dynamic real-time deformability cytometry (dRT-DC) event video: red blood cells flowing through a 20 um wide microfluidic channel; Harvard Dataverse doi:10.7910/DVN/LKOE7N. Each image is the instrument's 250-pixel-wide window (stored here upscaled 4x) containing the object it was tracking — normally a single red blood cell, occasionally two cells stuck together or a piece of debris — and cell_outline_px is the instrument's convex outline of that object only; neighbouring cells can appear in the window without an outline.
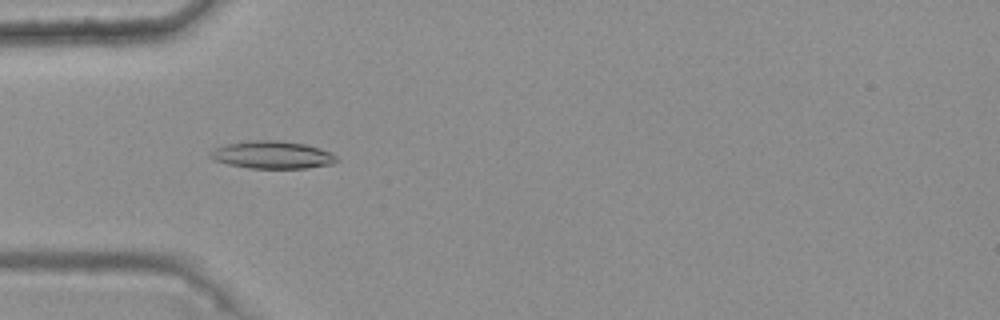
{"species": "common noctule bat (a hibernating species)", "species_latin": "Nyctalus noctula", "temperature_condition": "warm", "stored_images_in_passage": 45, "camera_frame_rate_fps": 3000, "um_per_image_px": 0.085, "animal": {"sex": "female", "body_mass_g": 25.1}, "frame": {"image": 1, "passage_image": 17, "time_ms": 5.333, "image_size_px": [1000, 320], "cell_outline_px": [[340, 160], [332, 164], [304, 168], [248, 168], [228, 164], [212, 160], [208, 156], [208, 152], [216, 148], [228, 144], [248, 140], [276, 140], [304, 144], [320, 148], [332, 152]], "centroid_in_image_um": [23.14, 13.16], "position_along_channel_um": 61.9, "area_um2": 20.4}}
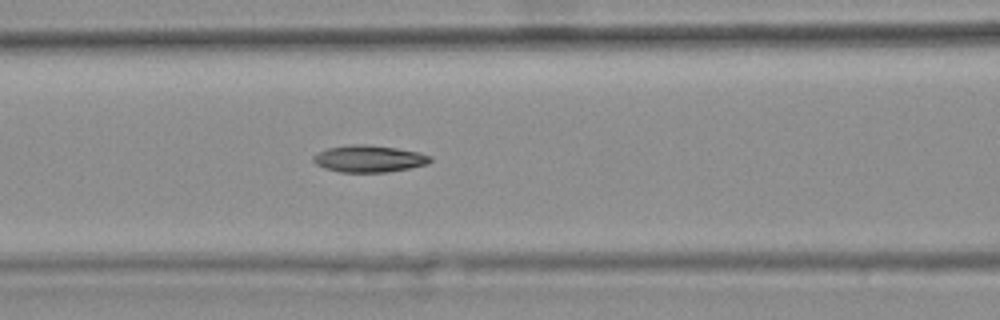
{"frame": {"image": 2, "passage_image": 23, "time_ms": 7.333, "image_size_px": [1000, 320], "cell_outline_px": [[432, 160], [428, 164], [388, 172], [340, 172], [324, 168], [316, 164], [312, 160], [312, 156], [328, 148], [352, 144], [368, 144], [396, 148], [420, 152], [432, 156]], "centroid_in_image_um": [31.38, 13.49], "position_along_channel_um": 135.2, "area_um2": 18.38}}
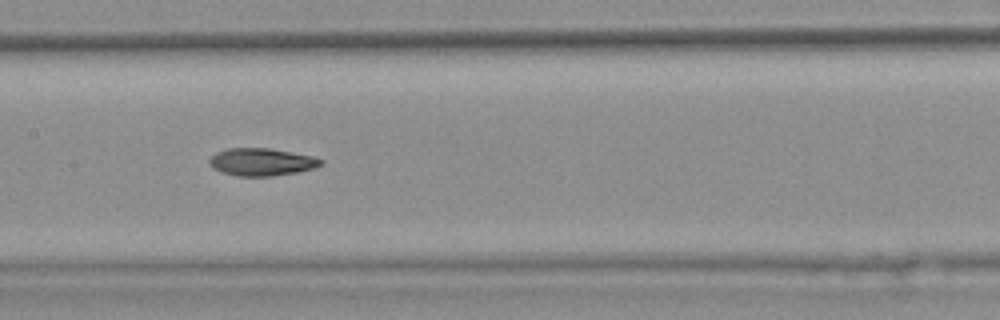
{"frame": {"image": 3, "passage_image": 27, "time_ms": 8.667, "image_size_px": [1000, 320], "cell_outline_px": [[324, 160], [320, 164], [312, 168], [296, 172], [272, 176], [236, 176], [212, 168], [208, 164], [208, 160], [216, 152], [228, 148], [268, 148], [312, 156]], "centroid_in_image_um": [22.18, 13.76], "position_along_channel_um": 185.2, "area_um2": 17.69}, "authors_computed_cell_mechanics": {"area_um2": 18.5538, "velocity_mm_per_s": 3.7494, "shape_relaxation_time_tau1_ms": null, "shape_relaxation_time_tau2_ms": 5.0282, "deformation_change_tau1": null, "deformation_change_tau2": 0.1305}}